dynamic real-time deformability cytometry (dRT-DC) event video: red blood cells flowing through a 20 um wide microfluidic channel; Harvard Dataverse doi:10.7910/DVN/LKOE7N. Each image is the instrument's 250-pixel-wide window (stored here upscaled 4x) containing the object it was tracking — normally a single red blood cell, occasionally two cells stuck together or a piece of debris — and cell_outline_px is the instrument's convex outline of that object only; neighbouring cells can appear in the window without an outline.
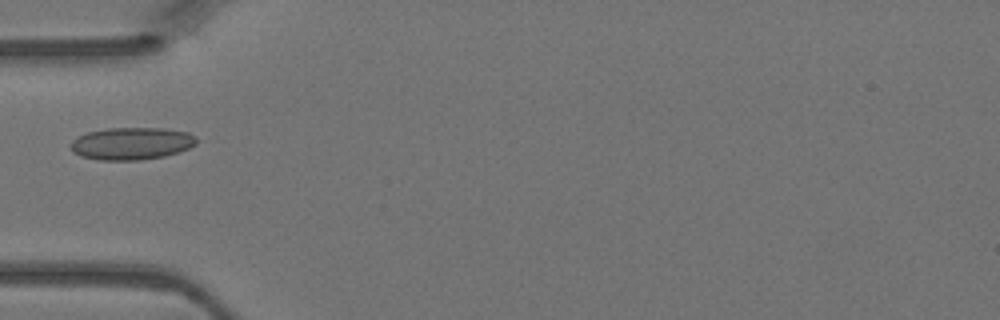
{"species": "Egyptian fruit bat (a non-hibernating species)", "species_latin": "Rousettus aegyptiacus", "temperature_condition": "warm", "stored_images_in_passage": 4, "camera_frame_rate_fps": 3000, "um_per_image_px": 0.085, "animal": {"sex": "female"}, "frame": {"image": 1, "passage_image": 4, "time_ms": 1.0, "image_size_px": [1000, 320], "cell_outline_px": [[196, 144], [180, 152], [164, 156], [140, 160], [100, 160], [80, 156], [72, 152], [68, 144], [76, 136], [88, 132], [108, 128], [164, 128], [188, 132], [196, 136]], "centroid_in_image_um": [11.15, 12.2], "position_along_channel_um": 73.9, "area_um2": 23.99}}